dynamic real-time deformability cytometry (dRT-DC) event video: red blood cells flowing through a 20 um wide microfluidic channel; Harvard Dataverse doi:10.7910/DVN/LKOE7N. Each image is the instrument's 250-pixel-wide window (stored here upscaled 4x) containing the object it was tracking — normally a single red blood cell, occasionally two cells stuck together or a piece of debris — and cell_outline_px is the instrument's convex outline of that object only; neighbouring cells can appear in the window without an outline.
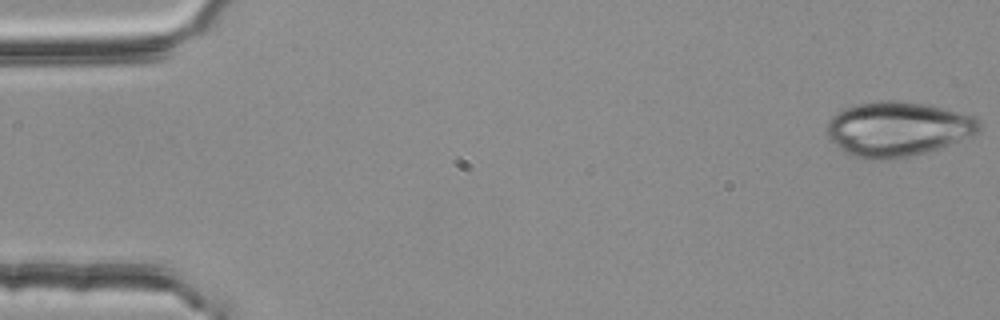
{"species": "common noctule bat (a hibernating species)", "species_latin": "Nyctalus noctula", "temperature_condition": "room temperature", "stored_images_in_passage": 3, "camera_frame_rate_fps": 3000, "um_per_image_px": 0.085, "animal": {"sex": "female", "body_mass_g": 25.1}, "frame": {"image": 1, "passage_image": 1, "time_ms": 0.0, "image_size_px": [1000, 320], "cell_outline_px": [[980, 128], [976, 132], [960, 140], [924, 152], [908, 156], [884, 160], [864, 160], [852, 156], [840, 148], [824, 132], [824, 128], [828, 120], [836, 112], [844, 108], [856, 104], [880, 100], [904, 100], [928, 104], [976, 116], [980, 124]], "centroid_in_image_um": [76.24, 10.94], "position_along_channel_um": 8.8, "area_um2": 48.67}}